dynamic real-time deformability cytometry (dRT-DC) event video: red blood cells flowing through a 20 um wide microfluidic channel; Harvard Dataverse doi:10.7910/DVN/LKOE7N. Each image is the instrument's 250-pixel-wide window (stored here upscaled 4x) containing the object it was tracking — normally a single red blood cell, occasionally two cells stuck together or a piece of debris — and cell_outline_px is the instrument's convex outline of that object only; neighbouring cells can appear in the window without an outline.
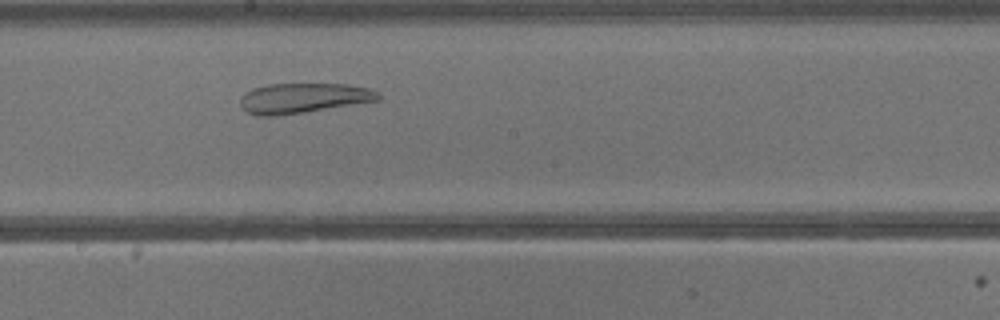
{"species": "common noctule bat (a hibernating species)", "species_latin": "Nyctalus noctula", "temperature_condition": "warm", "stored_images_in_passage": 29, "camera_frame_rate_fps": 3000, "um_per_image_px": 0.085, "animal": {"sex": "male", "body_mass_g": 13.3}, "frame": {"image": 1, "passage_image": 13, "time_ms": 4.0, "image_size_px": [1000, 320], "cell_outline_px": [[380, 100], [304, 112], [276, 116], [256, 116], [244, 112], [240, 104], [240, 100], [244, 92], [252, 88], [268, 84], [348, 84], [368, 88], [376, 92], [380, 96]], "centroid_in_image_um": [25.71, 8.34], "position_along_channel_um": 222.5, "area_um2": 24.22}}